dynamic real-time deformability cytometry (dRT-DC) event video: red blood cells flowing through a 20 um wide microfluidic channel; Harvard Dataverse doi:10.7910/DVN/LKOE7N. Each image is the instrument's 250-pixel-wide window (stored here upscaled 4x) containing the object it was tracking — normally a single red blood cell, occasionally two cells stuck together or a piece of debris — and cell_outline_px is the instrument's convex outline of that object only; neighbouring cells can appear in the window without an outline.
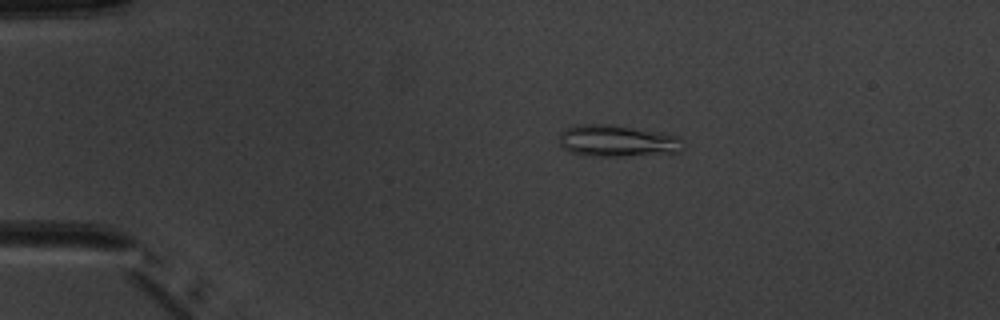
{"species": "common noctule bat (a hibernating species)", "species_latin": "Nyctalus noctula", "temperature_condition": "warm", "stored_images_in_passage": 3, "camera_frame_rate_fps": 3000, "um_per_image_px": 0.085, "animal": {"sex": "male", "body_mass_g": 20.1, "forearm_length_mm": 53.5}, "frame": {"image": 1, "passage_image": 1, "time_ms": 0.0, "image_size_px": [1000, 320], "cell_outline_px": [[680, 152], [628, 156], [596, 156], [572, 152], [564, 148], [560, 144], [560, 132], [564, 128], [572, 124], [608, 124], [660, 132], [680, 136]], "centroid_in_image_um": [52.42, 11.96], "position_along_channel_um": 32.6, "area_um2": 22.77}}
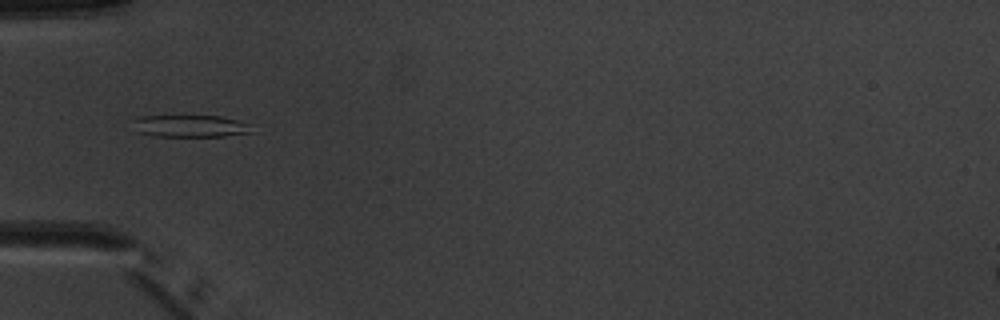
{"frame": {"image": 2, "passage_image": 3, "time_ms": 2.333, "image_size_px": [1000, 320], "cell_outline_px": [[256, 132], [224, 136], [152, 136], [136, 132], [124, 120], [136, 116], [220, 116], [236, 120], [248, 124]], "centroid_in_image_um": [15.99, 10.71], "position_along_channel_um": 69.0, "area_um2": 15.9}}